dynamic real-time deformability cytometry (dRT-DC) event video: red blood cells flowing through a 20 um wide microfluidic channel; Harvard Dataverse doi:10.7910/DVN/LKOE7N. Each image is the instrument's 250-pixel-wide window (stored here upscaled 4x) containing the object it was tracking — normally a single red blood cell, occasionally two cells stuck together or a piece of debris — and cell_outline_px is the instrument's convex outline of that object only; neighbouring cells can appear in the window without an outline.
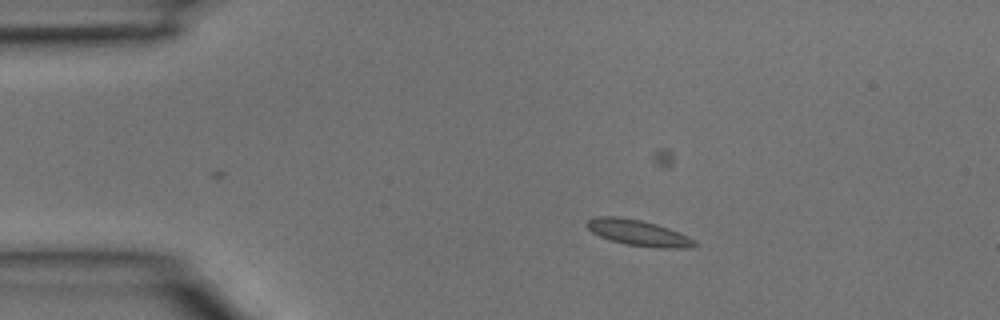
{"species": "common noctule bat (a hibernating species)", "species_latin": "Nyctalus noctula", "temperature_condition": "room temperature", "stored_images_in_passage": 5, "segment_of_instrument_passage": [1, 2], "camera_frame_rate_fps": 3000, "um_per_image_px": 0.085, "animal": {"sex": "male", "body_mass_g": 15.6}, "frame": {"image": 1, "passage_image": 3, "time_ms": 0.667, "image_size_px": [1000, 320], "cell_outline_px": [[700, 244], [692, 248], [660, 248], [628, 244], [612, 240], [600, 236], [592, 232], [588, 228], [588, 220], [596, 216], [620, 216], [640, 220], [656, 224], [668, 228], [688, 236], [696, 240]], "centroid_in_image_um": [54.33, 19.79], "position_along_channel_um": 30.7, "area_um2": 16.13}}